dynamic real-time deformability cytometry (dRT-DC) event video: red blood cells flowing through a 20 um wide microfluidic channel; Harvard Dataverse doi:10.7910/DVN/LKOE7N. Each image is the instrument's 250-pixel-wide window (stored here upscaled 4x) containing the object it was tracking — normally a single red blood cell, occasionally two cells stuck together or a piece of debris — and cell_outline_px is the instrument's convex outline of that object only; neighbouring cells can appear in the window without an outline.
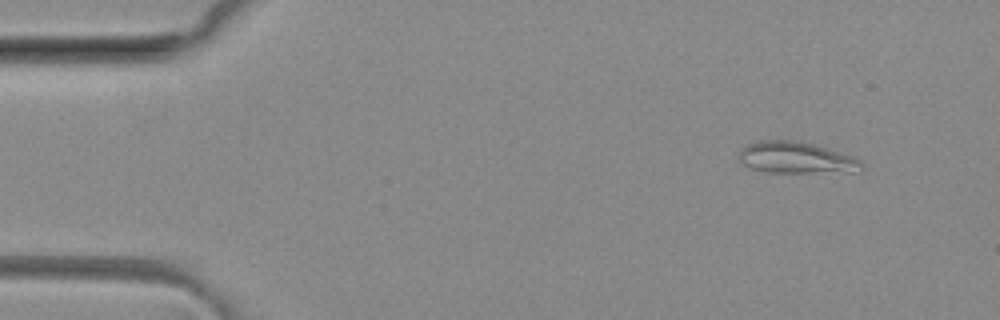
{"species": "common noctule bat (a hibernating species)", "species_latin": "Nyctalus noctula", "temperature_condition": "room temperature", "stored_images_in_passage": 51, "segment_of_instrument_passage": [1, 2], "camera_frame_rate_fps": 3000, "um_per_image_px": 0.085, "animal": {"sex": "female", "body_mass_g": 29.2, "forearm_length_mm": 56.3}, "frame": {"image": 1, "passage_image": 5, "time_ms": 1.333, "image_size_px": [1000, 320], "cell_outline_px": [[864, 168], [852, 172], [764, 172], [740, 164], [736, 156], [740, 148], [756, 140], [792, 140], [812, 144], [828, 148], [856, 156], [864, 164]], "centroid_in_image_um": [67.64, 13.4], "position_along_channel_um": 17.4, "area_um2": 23.0}}
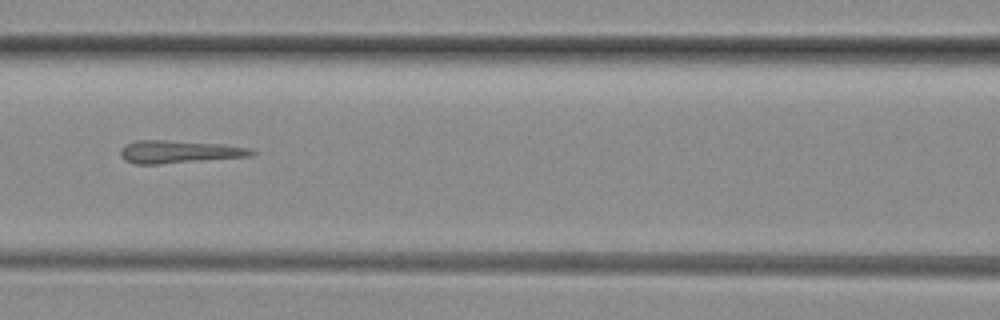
{"frame": {"image": 2, "passage_image": 22, "time_ms": 7.0, "image_size_px": [1000, 320], "cell_outline_px": [[256, 152], [252, 156], [160, 164], [136, 164], [124, 160], [120, 156], [120, 148], [124, 144], [136, 140], [164, 140], [224, 144], [248, 148]], "centroid_in_image_um": [15.17, 12.9], "position_along_channel_um": 151.4, "area_um2": 17.46}}
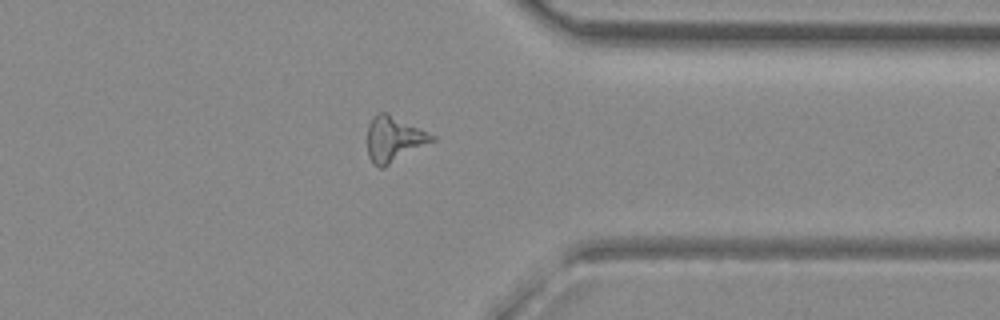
{"frame": {"image": 3, "passage_image": 39, "time_ms": 12.667, "image_size_px": [1000, 320], "cell_outline_px": [[436, 140], [384, 168], [380, 168], [372, 164], [368, 156], [368, 124], [376, 112], [384, 112], [436, 136]], "centroid_in_image_um": [33.47, 11.86], "position_along_channel_um": 377.9, "area_um2": 17.05}}